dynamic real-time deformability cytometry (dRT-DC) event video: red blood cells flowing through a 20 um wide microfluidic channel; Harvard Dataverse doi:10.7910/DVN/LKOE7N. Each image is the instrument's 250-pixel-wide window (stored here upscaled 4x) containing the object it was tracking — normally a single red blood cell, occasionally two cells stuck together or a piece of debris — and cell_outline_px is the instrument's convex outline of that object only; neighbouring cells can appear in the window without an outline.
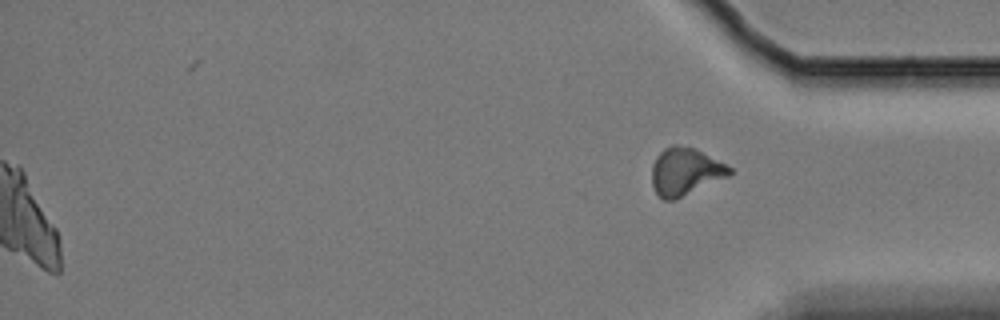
{"species": "Egyptian fruit bat (a non-hibernating species)", "species_latin": "Rousettus aegyptiacus", "temperature_condition": "cold", "stored_images_in_passage": 44, "camera_frame_rate_fps": 3000, "um_per_image_px": 0.085, "animal": {"sex": "female"}, "frame": {"image": 1, "passage_image": 44, "time_ms": 14.333, "image_size_px": [1000, 320], "cell_outline_px": [[732, 172], [728, 176], [676, 200], [664, 200], [656, 196], [652, 184], [652, 164], [656, 156], [664, 148], [672, 144], [676, 144], [692, 148], [732, 168]], "centroid_in_image_um": [58.18, 14.61], "position_along_channel_um": 377.0, "area_um2": 21.39}}